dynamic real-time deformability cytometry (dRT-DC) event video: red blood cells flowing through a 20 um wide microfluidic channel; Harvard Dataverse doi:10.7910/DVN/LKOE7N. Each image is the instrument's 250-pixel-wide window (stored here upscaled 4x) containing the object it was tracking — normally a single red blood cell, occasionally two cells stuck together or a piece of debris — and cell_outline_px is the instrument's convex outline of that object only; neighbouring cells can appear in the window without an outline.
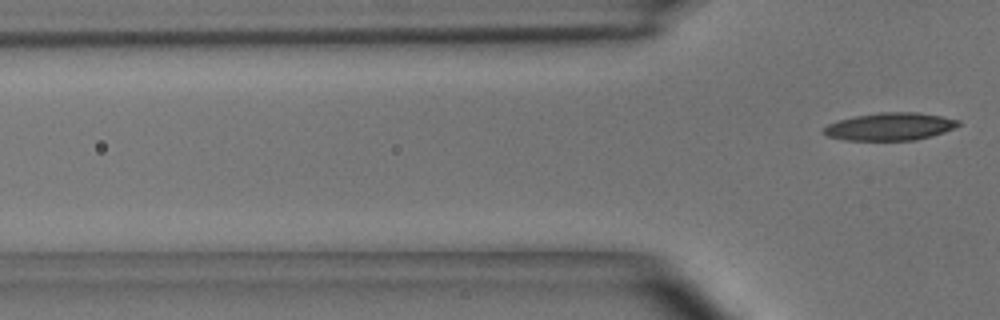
{"species": "common noctule bat (a hibernating species)", "species_latin": "Nyctalus noctula", "temperature_condition": "room temperature", "stored_images_in_passage": 7, "segment_of_instrument_passage": [3, 3], "camera_frame_rate_fps": 3000, "um_per_image_px": 0.085, "animal": {"sex": "male", "body_mass_g": 15.6}, "frame": {"image": 1, "passage_image": 7, "time_ms": 2.0, "image_size_px": [1000, 320], "cell_outline_px": [[960, 124], [944, 132], [932, 136], [912, 140], [844, 140], [828, 136], [820, 132], [828, 124], [840, 120], [856, 116], [880, 112], [916, 112], [940, 116], [960, 120]], "centroid_in_image_um": [75.63, 10.76], "position_along_channel_um": 50.2, "area_um2": 21.5}}